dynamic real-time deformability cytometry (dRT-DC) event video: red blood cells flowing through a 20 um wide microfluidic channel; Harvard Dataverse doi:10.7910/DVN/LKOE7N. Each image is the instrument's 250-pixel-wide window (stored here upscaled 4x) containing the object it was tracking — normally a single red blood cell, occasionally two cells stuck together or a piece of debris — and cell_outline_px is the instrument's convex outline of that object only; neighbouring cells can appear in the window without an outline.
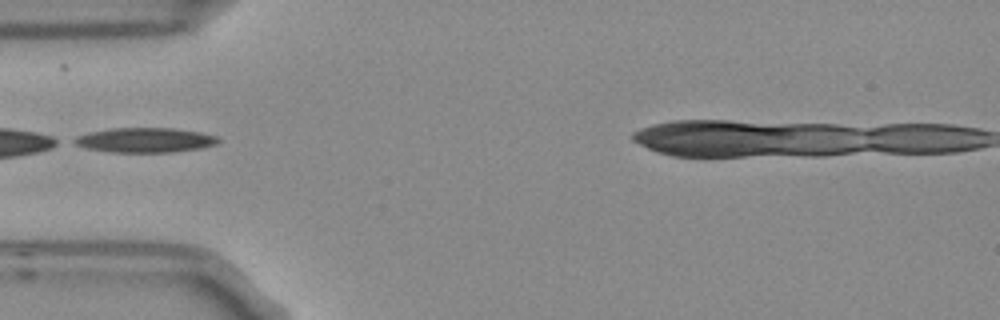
{"species": "Egyptian fruit bat (a non-hibernating species)", "species_latin": "Rousettus aegyptiacus", "temperature_condition": "room temperature", "stored_images_in_passage": 4, "camera_frame_rate_fps": 3000, "um_per_image_px": 0.085, "frame": {"image": 1, "passage_image": 2, "time_ms": 0.333, "image_size_px": [1000, 320], "cell_outline_px": [[220, 140], [216, 144], [200, 148], [172, 152], [112, 152], [84, 148], [68, 140], [76, 136], [92, 132], [112, 128], [172, 128], [200, 132], [216, 136]], "centroid_in_image_um": [12.29, 11.91], "position_along_channel_um": 72.7, "area_um2": 20.69}}